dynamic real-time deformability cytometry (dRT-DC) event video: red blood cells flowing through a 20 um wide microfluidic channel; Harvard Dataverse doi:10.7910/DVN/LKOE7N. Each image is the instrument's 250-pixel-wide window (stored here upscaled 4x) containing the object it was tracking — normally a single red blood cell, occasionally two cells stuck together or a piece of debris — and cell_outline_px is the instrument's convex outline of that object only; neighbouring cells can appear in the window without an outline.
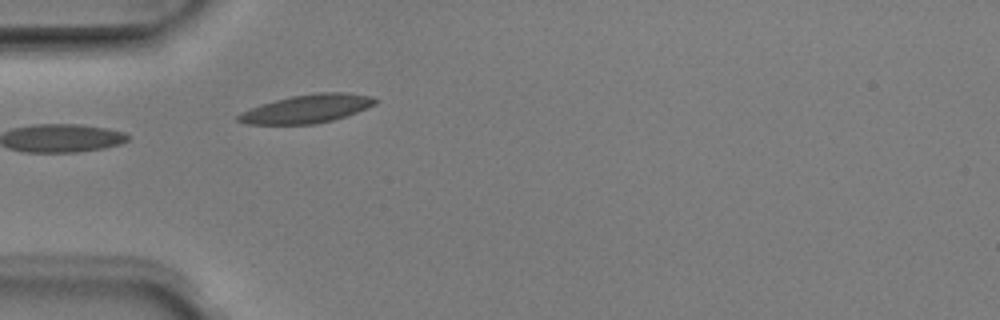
{"species": "Egyptian fruit bat (a non-hibernating species)", "species_latin": "Rousettus aegyptiacus", "temperature_condition": "room temperature", "stored_images_in_passage": 5, "camera_frame_rate_fps": 3000, "um_per_image_px": 0.085, "animal": {"sex": "male"}, "frame": {"image": 1, "passage_image": 5, "time_ms": 1.333, "image_size_px": [1000, 320], "cell_outline_px": [[380, 100], [376, 104], [356, 112], [332, 120], [312, 124], [248, 124], [236, 120], [236, 116], [240, 112], [260, 104], [292, 96], [316, 92], [348, 92], [372, 96]], "centroid_in_image_um": [26.1, 9.23], "position_along_channel_um": 58.9, "area_um2": 22.66}}